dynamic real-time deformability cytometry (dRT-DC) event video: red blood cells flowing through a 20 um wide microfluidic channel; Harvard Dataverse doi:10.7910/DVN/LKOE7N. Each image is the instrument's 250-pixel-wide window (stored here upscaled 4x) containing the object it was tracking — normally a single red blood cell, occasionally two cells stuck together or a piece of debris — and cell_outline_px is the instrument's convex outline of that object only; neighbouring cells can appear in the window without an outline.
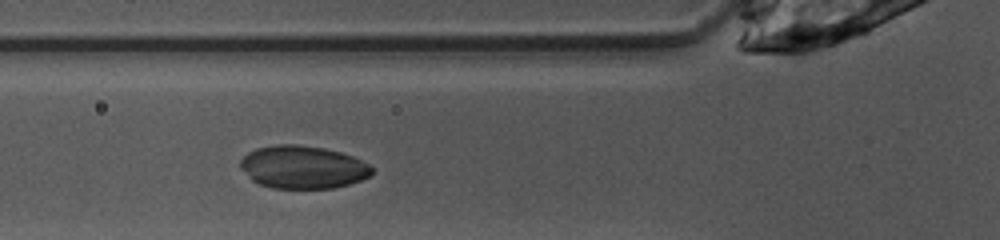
{"species": "common noctule bat (a hibernating species)", "species_latin": "Nyctalus noctula", "temperature_condition": "warm", "stored_images_in_passage": 25, "camera_frame_rate_fps": 3000, "um_per_image_px": 0.085, "animal": {"sex": "female", "body_mass_g": 10.0, "forearm_length_mm": 53.1}, "frame": {"image": 1, "passage_image": 4, "time_ms": 1.0, "image_size_px": [1000, 240], "cell_outline_px": [[376, 168], [368, 176], [360, 180], [348, 184], [332, 188], [272, 188], [260, 184], [252, 180], [240, 168], [240, 160], [248, 152], [256, 148], [280, 144], [296, 144], [324, 148], [340, 152], [352, 156], [372, 164]], "centroid_in_image_um": [25.76, 14.2], "position_along_channel_um": 100.0, "area_um2": 32.95}}
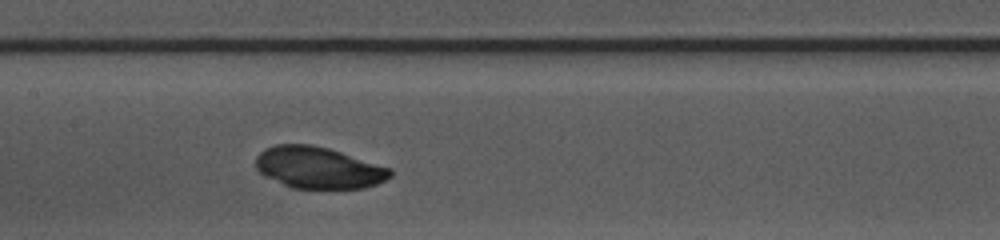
{"frame": {"image": 2, "passage_image": 10, "time_ms": 3.0, "image_size_px": [1000, 240], "cell_outline_px": [[392, 176], [376, 184], [364, 188], [292, 188], [264, 176], [256, 168], [256, 156], [264, 148], [276, 144], [312, 144], [328, 148], [392, 168]], "centroid_in_image_um": [27.05, 14.24], "position_along_channel_um": 180.3, "area_um2": 32.66}}
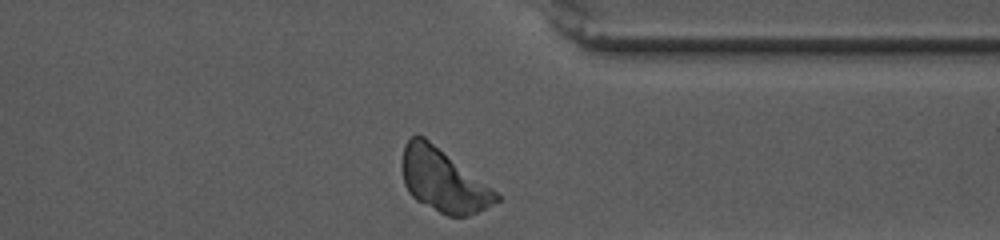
{"frame": {"image": 3, "passage_image": 25, "time_ms": 8.0, "image_size_px": [1000, 240], "cell_outline_px": [[500, 200], [468, 216], [448, 216], [416, 200], [408, 192], [404, 184], [404, 144], [412, 136], [424, 136], [492, 188], [500, 196]], "centroid_in_image_um": [37.68, 15.35], "position_along_channel_um": 373.7, "area_um2": 33.58}}